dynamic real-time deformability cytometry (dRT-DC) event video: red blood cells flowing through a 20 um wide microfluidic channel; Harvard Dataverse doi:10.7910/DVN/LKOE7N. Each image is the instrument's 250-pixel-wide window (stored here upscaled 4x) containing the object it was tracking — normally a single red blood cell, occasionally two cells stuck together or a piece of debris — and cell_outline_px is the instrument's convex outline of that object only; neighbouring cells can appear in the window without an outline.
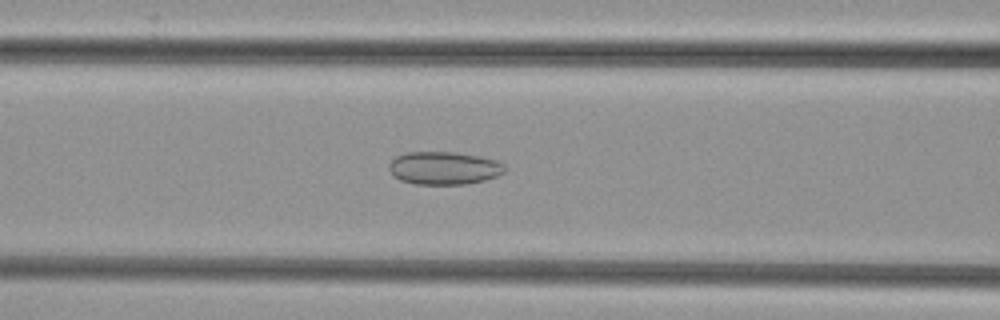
{"species": "common noctule bat (a hibernating species)", "species_latin": "Nyctalus noctula", "temperature_condition": "cold", "stored_images_in_passage": 37, "camera_frame_rate_fps": 3000, "um_per_image_px": 0.085, "animal": {"sex": "female", "body_mass_g": 29.2, "forearm_length_mm": 56.3}, "frame": {"image": 1, "passage_image": 14, "time_ms": 4.333, "image_size_px": [1000, 320], "cell_outline_px": [[504, 172], [496, 176], [484, 180], [468, 184], [416, 184], [400, 180], [392, 176], [388, 168], [388, 164], [396, 156], [408, 152], [456, 152], [480, 156], [496, 160], [504, 164]], "centroid_in_image_um": [37.71, 14.28], "position_along_channel_um": 128.9, "area_um2": 22.31}}
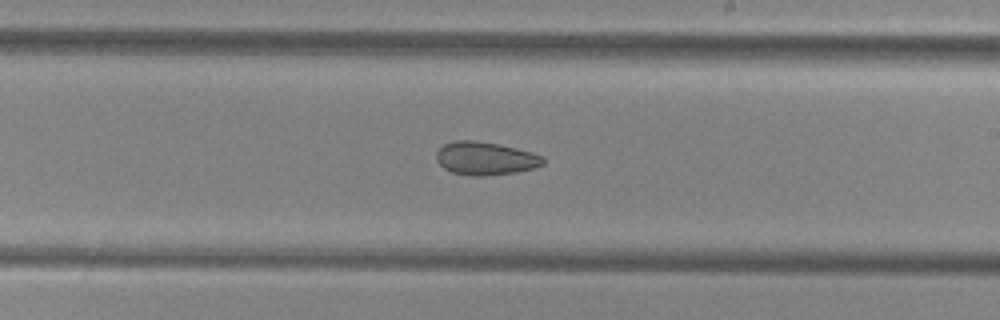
{"frame": {"image": 2, "passage_image": 23, "time_ms": 7.333, "image_size_px": [1000, 320], "cell_outline_px": [[544, 164], [536, 168], [516, 172], [480, 176], [476, 176], [452, 172], [444, 168], [436, 160], [436, 152], [444, 144], [452, 140], [472, 140], [496, 144], [532, 152], [544, 156]], "centroid_in_image_um": [41.26, 13.46], "position_along_channel_um": 247.7, "area_um2": 20.52}}
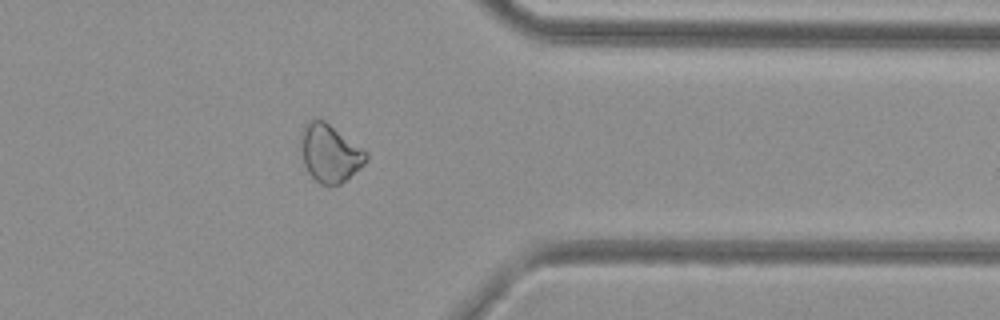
{"frame": {"image": 3, "passage_image": 34, "time_ms": 11.0, "image_size_px": [1000, 320], "cell_outline_px": [[368, 156], [364, 164], [360, 168], [340, 184], [328, 188], [320, 184], [308, 172], [304, 164], [300, 152], [300, 132], [304, 124], [308, 120], [324, 120], [364, 148], [368, 152]], "centroid_in_image_um": [28.02, 13.03], "position_along_channel_um": 383.4, "area_um2": 22.43}}